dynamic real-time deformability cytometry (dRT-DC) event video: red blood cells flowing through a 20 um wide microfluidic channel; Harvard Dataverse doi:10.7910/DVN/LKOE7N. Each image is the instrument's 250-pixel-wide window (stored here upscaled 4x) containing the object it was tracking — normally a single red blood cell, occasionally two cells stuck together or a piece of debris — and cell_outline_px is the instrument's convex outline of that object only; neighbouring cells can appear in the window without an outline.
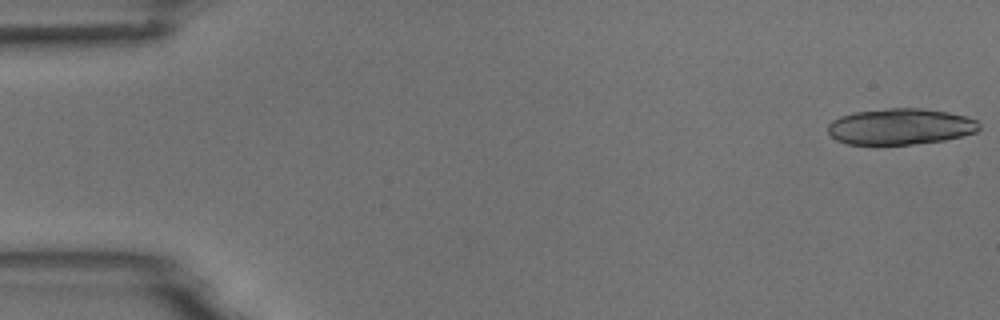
{"species": "common noctule bat (a hibernating species)", "species_latin": "Nyctalus noctula", "temperature_condition": "room temperature", "stored_images_in_passage": 19, "camera_frame_rate_fps": 3000, "um_per_image_px": 0.085, "animal": {"sex": "male", "body_mass_g": 18.8}, "frame": {"image": 1, "passage_image": 1, "time_ms": 0.0, "image_size_px": [1000, 320], "cell_outline_px": [[980, 128], [976, 132], [944, 140], [912, 144], [848, 144], [836, 140], [828, 132], [828, 124], [832, 120], [840, 116], [856, 112], [888, 108], [920, 108], [948, 112], [964, 116], [976, 120], [980, 124]], "centroid_in_image_um": [76.52, 10.75], "position_along_channel_um": 8.5, "area_um2": 31.67}}